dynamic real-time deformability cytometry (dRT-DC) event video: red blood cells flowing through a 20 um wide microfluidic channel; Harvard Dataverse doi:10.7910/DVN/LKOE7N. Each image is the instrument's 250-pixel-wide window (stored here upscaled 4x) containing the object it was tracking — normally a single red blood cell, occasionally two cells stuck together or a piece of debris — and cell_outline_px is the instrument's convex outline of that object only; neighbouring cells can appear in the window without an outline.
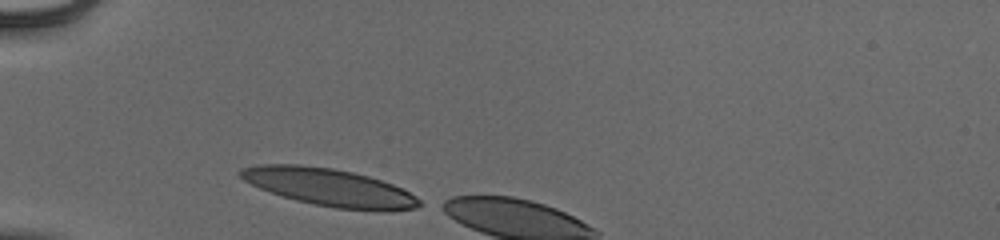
{"species": "human", "species_latin": "Homo sapiens", "temperature_condition": "cold", "stored_images_in_passage": 4, "camera_frame_rate_fps": 3000, "um_per_image_px": 0.085, "donor": {"sex": "male"}, "frame": {"image": 1, "passage_image": 1, "time_ms": 0.0, "image_size_px": [1000, 240], "cell_outline_px": [[420, 204], [416, 208], [384, 212], [336, 208], [296, 200], [260, 188], [244, 180], [236, 172], [240, 168], [260, 164], [300, 164], [332, 168], [352, 172], [368, 176], [392, 184], [416, 196], [420, 200]], "centroid_in_image_um": [27.99, 15.92], "position_along_channel_um": 57.0, "area_um2": 38.96}}